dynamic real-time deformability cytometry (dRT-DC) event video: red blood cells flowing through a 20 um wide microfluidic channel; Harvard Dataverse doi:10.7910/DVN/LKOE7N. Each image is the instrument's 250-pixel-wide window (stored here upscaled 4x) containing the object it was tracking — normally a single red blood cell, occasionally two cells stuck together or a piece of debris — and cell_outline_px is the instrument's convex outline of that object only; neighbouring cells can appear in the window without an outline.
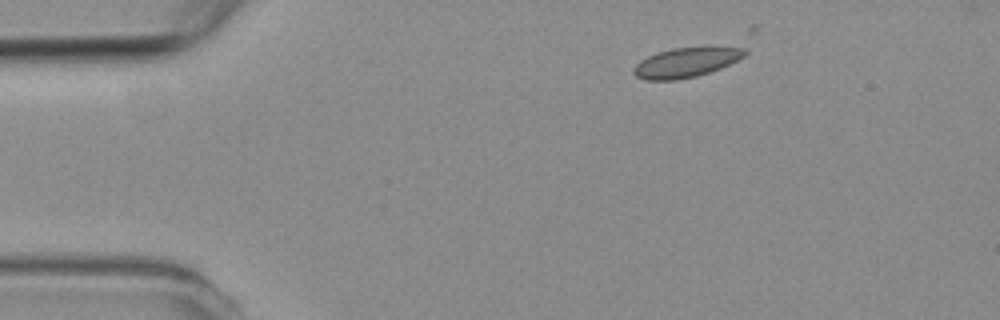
{"species": "common noctule bat (a hibernating species)", "species_latin": "Nyctalus noctula", "temperature_condition": "room temperature", "stored_images_in_passage": 4, "camera_frame_rate_fps": 3000, "um_per_image_px": 0.085, "animal": {"sex": "female", "body_mass_g": 19.3, "forearm_length_mm": 54.1}, "frame": {"image": 1, "passage_image": 1, "time_ms": 0.0, "image_size_px": [1000, 320], "cell_outline_px": [[748, 52], [744, 56], [720, 68], [696, 76], [676, 80], [644, 80], [636, 76], [632, 72], [636, 64], [640, 60], [656, 52], [672, 48], [744, 48]], "centroid_in_image_um": [58.23, 5.33], "position_along_channel_um": 26.8, "area_um2": 18.79}}
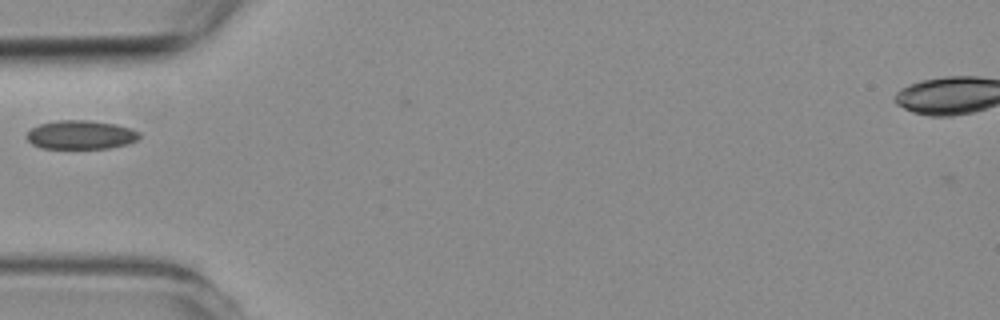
{"frame": {"image": 2, "passage_image": 3, "time_ms": 3.0, "image_size_px": [1000, 320], "cell_outline_px": [[140, 136], [136, 140], [128, 144], [108, 148], [40, 148], [32, 144], [28, 140], [28, 132], [32, 128], [40, 124], [56, 120], [88, 120], [116, 124], [132, 128], [140, 132]], "centroid_in_image_um": [6.89, 11.45], "position_along_channel_um": 78.1, "area_um2": 18.9}}
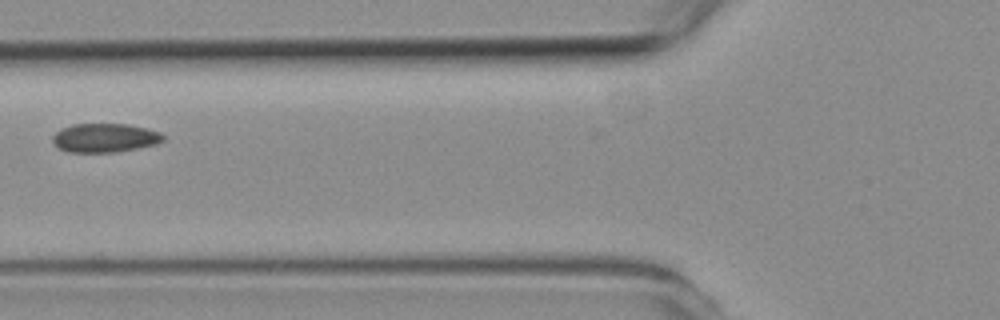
{"frame": {"image": 3, "passage_image": 4, "time_ms": 4.0, "image_size_px": [1000, 320], "cell_outline_px": [[164, 140], [156, 144], [116, 152], [68, 152], [60, 148], [52, 140], [52, 136], [60, 128], [72, 124], [128, 124], [160, 132], [164, 136]], "centroid_in_image_um": [8.89, 11.71], "position_along_channel_um": 116.9, "area_um2": 18.5}}